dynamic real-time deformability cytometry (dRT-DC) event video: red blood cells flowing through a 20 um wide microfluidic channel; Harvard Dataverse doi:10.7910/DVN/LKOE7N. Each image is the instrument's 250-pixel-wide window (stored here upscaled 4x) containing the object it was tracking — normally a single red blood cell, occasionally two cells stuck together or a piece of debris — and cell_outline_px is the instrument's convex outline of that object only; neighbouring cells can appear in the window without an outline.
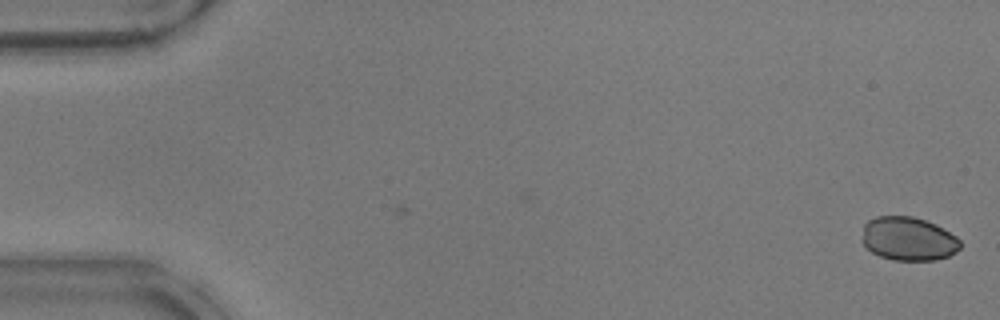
{"species": "common noctule bat (a hibernating species)", "species_latin": "Nyctalus noctula", "temperature_condition": "warm", "stored_images_in_passage": 46, "camera_frame_rate_fps": 3000, "um_per_image_px": 0.085, "animal": {"sex": "male", "body_mass_g": 17.9}, "frame": {"image": 1, "passage_image": 1, "time_ms": 0.0, "image_size_px": [1000, 320], "cell_outline_px": [[960, 248], [948, 256], [936, 260], [892, 260], [880, 256], [872, 252], [860, 240], [864, 224], [868, 220], [876, 216], [912, 216], [936, 224], [956, 236], [960, 240]], "centroid_in_image_um": [77.18, 20.29], "position_along_channel_um": 7.8, "area_um2": 25.09}}
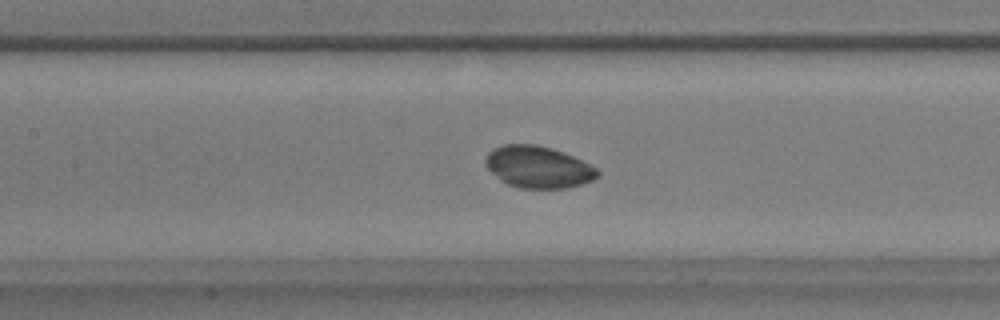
{"frame": {"image": 2, "passage_image": 24, "time_ms": 7.667, "image_size_px": [1000, 320], "cell_outline_px": [[600, 172], [592, 180], [568, 188], [520, 188], [508, 184], [500, 180], [484, 164], [484, 160], [488, 152], [504, 144], [536, 144], [572, 156], [596, 168]], "centroid_in_image_um": [45.7, 14.2], "position_along_channel_um": 161.7, "area_um2": 26.88}}
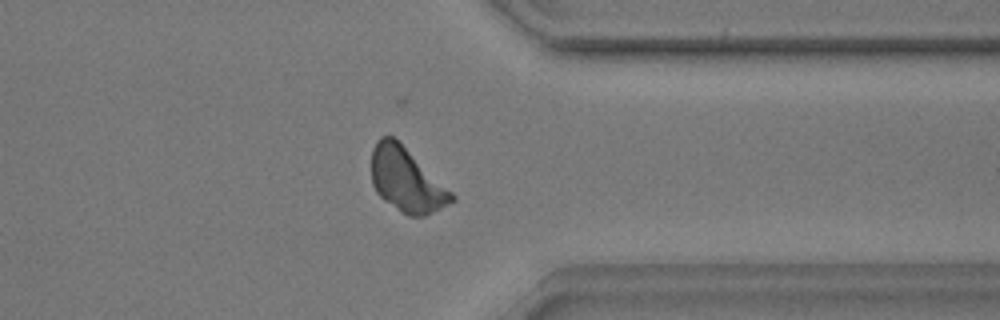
{"frame": {"image": 3, "passage_image": 41, "time_ms": 13.333, "image_size_px": [1000, 320], "cell_outline_px": [[456, 200], [424, 216], [408, 216], [384, 200], [376, 192], [372, 184], [372, 148], [376, 140], [380, 136], [392, 136], [452, 192], [456, 196]], "centroid_in_image_um": [34.52, 15.31], "position_along_channel_um": 376.9, "area_um2": 29.25}, "authors_computed_cell_mechanics": {"area_um2": 27.6862, "velocity_mm_per_s": 3.8847, "shape_relaxation_time_tau1_ms": 0.1798, "shape_relaxation_time_tau2_ms": null, "deformation_change_tau1": 0.0093, "deformation_change_tau2": null}}